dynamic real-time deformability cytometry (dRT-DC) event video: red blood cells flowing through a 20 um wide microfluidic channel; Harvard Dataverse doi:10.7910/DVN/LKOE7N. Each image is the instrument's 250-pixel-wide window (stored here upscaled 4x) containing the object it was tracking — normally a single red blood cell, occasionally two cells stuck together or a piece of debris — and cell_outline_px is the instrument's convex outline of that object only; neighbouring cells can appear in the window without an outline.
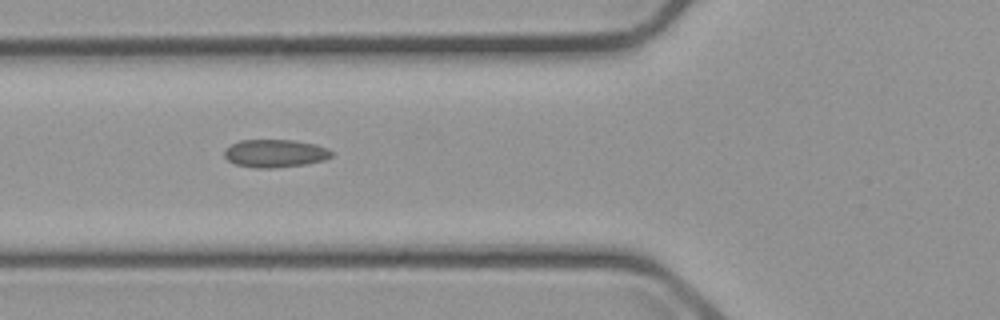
{"species": "common noctule bat (a hibernating species)", "species_latin": "Nyctalus noctula", "temperature_condition": "cold", "stored_images_in_passage": 5, "camera_frame_rate_fps": 3000, "um_per_image_px": 0.085, "animal": {"sex": "male", "body_mass_g": 23.1, "forearm_length_mm": 52.7}, "frame": {"image": 1, "passage_image": 2, "time_ms": 1.0, "image_size_px": [1000, 320], "cell_outline_px": [[332, 156], [324, 160], [304, 164], [272, 168], [256, 168], [236, 164], [228, 160], [224, 156], [224, 152], [232, 144], [240, 140], [292, 140], [316, 144], [328, 148], [332, 152]], "centroid_in_image_um": [23.4, 13.03], "position_along_channel_um": 102.4, "area_um2": 17.28}}
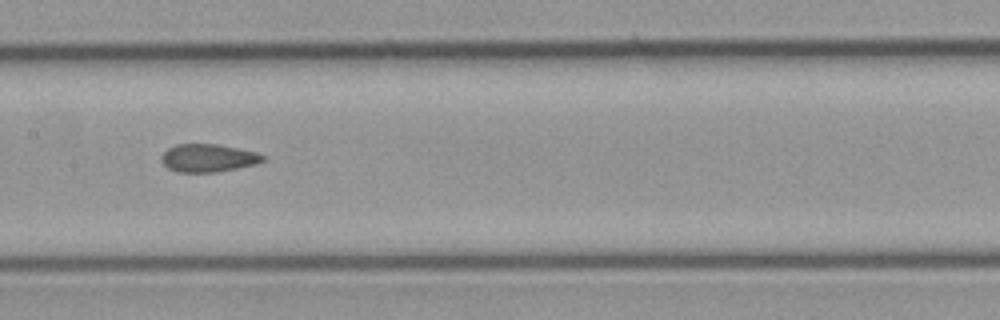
{"frame": {"image": 2, "passage_image": 4, "time_ms": 3.333, "image_size_px": [1000, 320], "cell_outline_px": [[264, 160], [256, 164], [216, 172], [176, 172], [168, 168], [160, 160], [160, 156], [168, 148], [176, 144], [216, 144], [256, 152], [264, 156]], "centroid_in_image_um": [17.65, 13.43], "position_along_channel_um": 189.8, "area_um2": 16.42}}
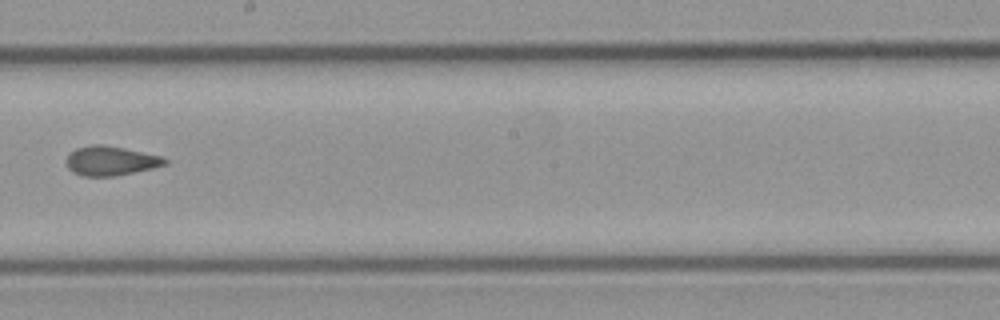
{"frame": {"image": 3, "passage_image": 5, "time_ms": 4.667, "image_size_px": [1000, 320], "cell_outline_px": [[168, 164], [152, 168], [116, 176], [84, 176], [72, 172], [68, 168], [68, 152], [76, 148], [92, 144], [100, 144], [124, 148], [160, 156], [168, 160]], "centroid_in_image_um": [9.4, 13.67], "position_along_channel_um": 238.8, "area_um2": 16.76}}